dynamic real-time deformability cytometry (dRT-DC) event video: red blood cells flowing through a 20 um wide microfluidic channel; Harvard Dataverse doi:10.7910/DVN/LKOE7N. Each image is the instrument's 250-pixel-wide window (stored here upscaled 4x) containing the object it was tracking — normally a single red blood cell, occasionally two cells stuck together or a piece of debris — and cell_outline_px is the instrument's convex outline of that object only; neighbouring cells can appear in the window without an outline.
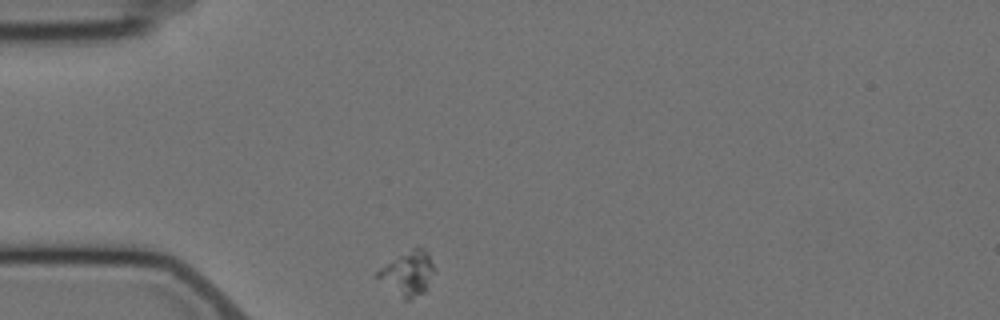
{"species": "Egyptian fruit bat (a non-hibernating species)", "species_latin": "Rousettus aegyptiacus", "temperature_condition": "cold", "stored_images_in_passage": 2, "camera_frame_rate_fps": 3000, "um_per_image_px": 0.085, "animal": {"sex": "female"}, "frame": {"image": 1, "passage_image": 1, "time_ms": 0.0, "image_size_px": [1000, 320], "cell_outline_px": [[432, 272], [424, 292], [408, 300], [404, 300], [376, 276], [376, 272], [380, 268], [412, 248], [420, 248], [428, 252], [432, 264]], "centroid_in_image_um": [34.65, 23.24], "position_along_channel_um": 50.4, "area_um2": 13.76}}